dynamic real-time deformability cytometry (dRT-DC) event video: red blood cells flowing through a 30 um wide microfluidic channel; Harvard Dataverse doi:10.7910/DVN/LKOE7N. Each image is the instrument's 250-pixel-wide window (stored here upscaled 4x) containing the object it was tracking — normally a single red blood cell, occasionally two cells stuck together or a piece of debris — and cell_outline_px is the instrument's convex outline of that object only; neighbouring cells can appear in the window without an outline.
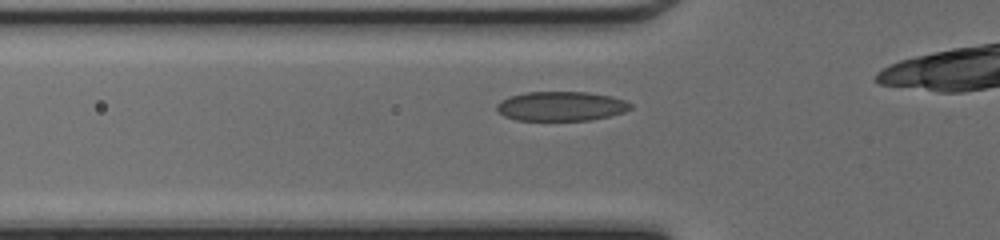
{"species": "common noctule bat (a hibernating species)", "species_latin": "Nyctalus noctula", "temperature_condition": "cold", "stored_images_in_passage": 31, "camera_frame_rate_fps": 3000, "um_per_image_px": 0.085, "animal": {"sex": "female", "body_mass_g": 17.0, "forearm_length_mm": 48.0}, "frame": {"image": 1, "passage_image": 5, "time_ms": 1.333, "image_size_px": [1000, 240], "cell_outline_px": [[632, 108], [624, 112], [592, 120], [516, 120], [504, 116], [496, 108], [496, 104], [500, 100], [508, 96], [528, 92], [588, 92], [612, 96], [624, 100], [632, 104]], "centroid_in_image_um": [47.69, 9.02], "position_along_channel_um": 78.1, "area_um2": 23.0}}
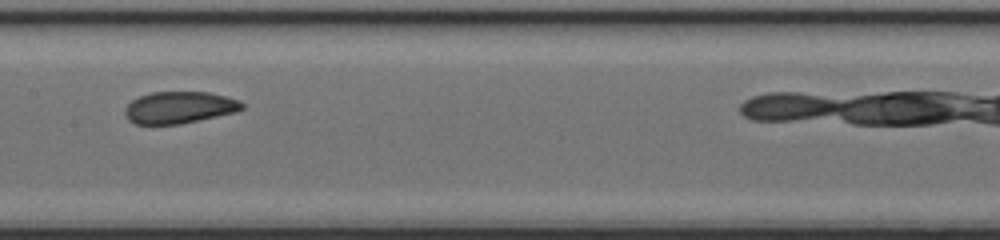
{"frame": {"image": 2, "passage_image": 13, "time_ms": 4.0, "image_size_px": [1000, 240], "cell_outline_px": [[244, 108], [236, 112], [180, 124], [136, 124], [128, 120], [124, 116], [124, 108], [132, 100], [140, 96], [152, 92], [208, 92], [240, 100], [244, 104]], "centroid_in_image_um": [15.23, 9.14], "position_along_channel_um": 192.2, "area_um2": 21.79}}
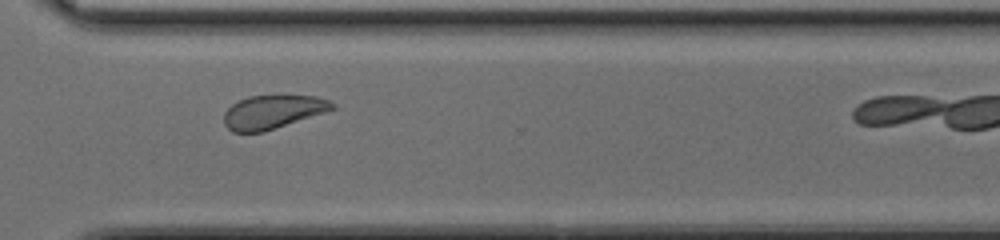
{"frame": {"image": 3, "passage_image": 24, "time_ms": 7.667, "image_size_px": [1000, 240], "cell_outline_px": [[336, 108], [264, 132], [232, 132], [224, 124], [224, 112], [232, 104], [248, 96], [280, 92], [316, 96], [328, 100], [336, 104]], "centroid_in_image_um": [23.2, 9.45], "position_along_channel_um": 347.4, "area_um2": 21.96}, "authors_computed_cell_mechanics": {"area_um2": 22.542, "velocity_mm_per_s": 4.2463, "shape_relaxation_time_tau1_ms": 5.0422, "shape_relaxation_time_tau2_ms": 1.1663, "deformation_change_tau1": 0.1378, "deformation_change_tau2": 0.0616}}